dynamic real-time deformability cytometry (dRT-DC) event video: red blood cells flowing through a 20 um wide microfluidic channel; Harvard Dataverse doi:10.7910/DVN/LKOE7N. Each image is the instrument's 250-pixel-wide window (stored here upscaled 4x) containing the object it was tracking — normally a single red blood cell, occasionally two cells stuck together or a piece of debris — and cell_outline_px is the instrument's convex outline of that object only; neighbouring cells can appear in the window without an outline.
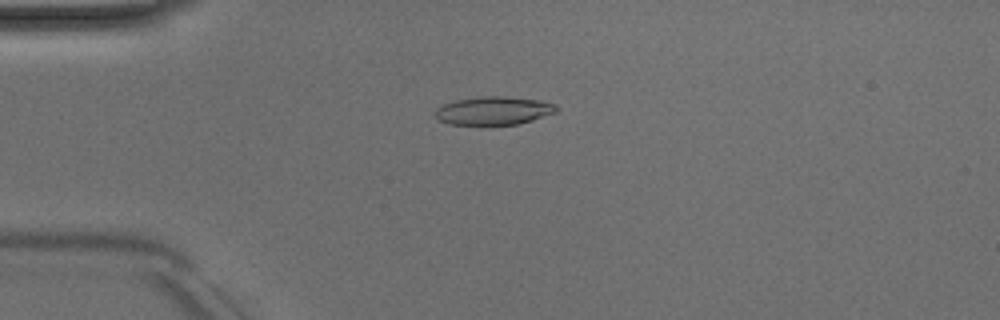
{"species": "Egyptian fruit bat (a non-hibernating species)", "species_latin": "Rousettus aegyptiacus", "temperature_condition": "room temperature", "stored_images_in_passage": 49, "camera_frame_rate_fps": 3000, "um_per_image_px": 0.085, "animal": {"sex": "male"}, "frame": {"image": 1, "passage_image": 11, "time_ms": 3.333, "image_size_px": [1000, 320], "cell_outline_px": [[556, 112], [532, 120], [516, 124], [488, 128], [448, 124], [436, 120], [436, 108], [444, 104], [456, 100], [484, 96], [504, 96], [540, 100], [556, 104]], "centroid_in_image_um": [41.9, 9.46], "position_along_channel_um": 43.1, "area_um2": 20.75}}
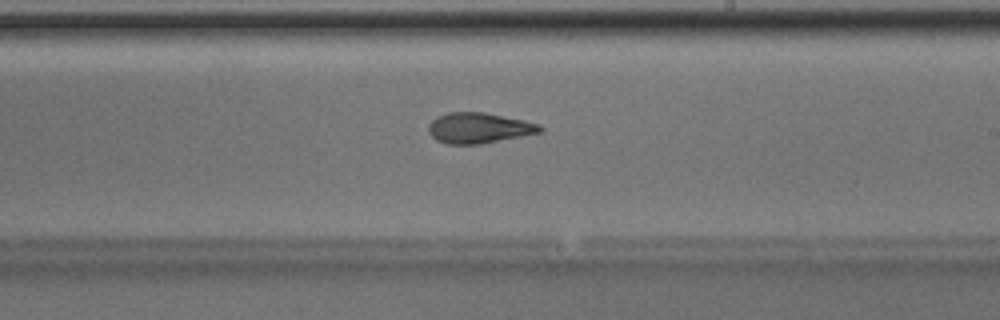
{"frame": {"image": 2, "passage_image": 28, "time_ms": 9.0, "image_size_px": [1000, 320], "cell_outline_px": [[544, 128], [540, 132], [480, 144], [448, 144], [436, 140], [428, 132], [428, 124], [436, 116], [448, 112], [484, 112], [524, 120], [540, 124]], "centroid_in_image_um": [40.67, 10.87], "position_along_channel_um": 248.3, "area_um2": 19.83}}
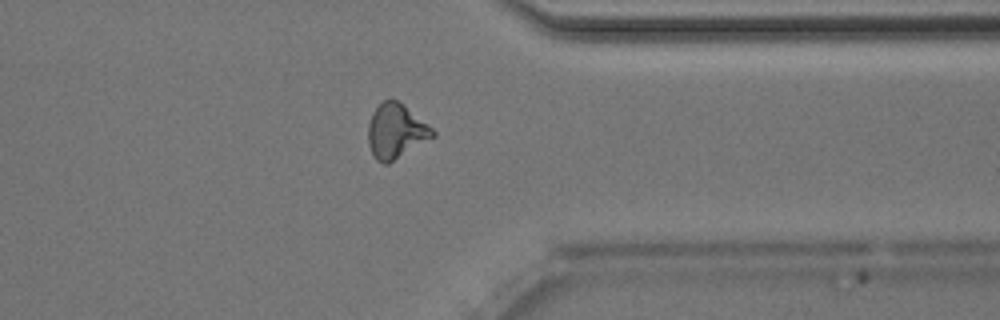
{"frame": {"image": 3, "passage_image": 38, "time_ms": 12.333, "image_size_px": [1000, 320], "cell_outline_px": [[436, 136], [388, 164], [384, 164], [376, 160], [372, 156], [368, 144], [368, 124], [372, 112], [384, 100], [396, 100], [404, 104], [432, 128], [436, 132]], "centroid_in_image_um": [33.65, 11.17], "position_along_channel_um": 377.8, "area_um2": 20.63}, "authors_computed_cell_mechanics": {"area_um2": 20.0566, "velocity_mm_per_s": 4.0321, "shape_relaxation_time_tau1_ms": 4.6212, "shape_relaxation_time_tau2_ms": 2.4513, "deformation_change_tau1": 0.1659, "deformation_change_tau2": 0.1147}}